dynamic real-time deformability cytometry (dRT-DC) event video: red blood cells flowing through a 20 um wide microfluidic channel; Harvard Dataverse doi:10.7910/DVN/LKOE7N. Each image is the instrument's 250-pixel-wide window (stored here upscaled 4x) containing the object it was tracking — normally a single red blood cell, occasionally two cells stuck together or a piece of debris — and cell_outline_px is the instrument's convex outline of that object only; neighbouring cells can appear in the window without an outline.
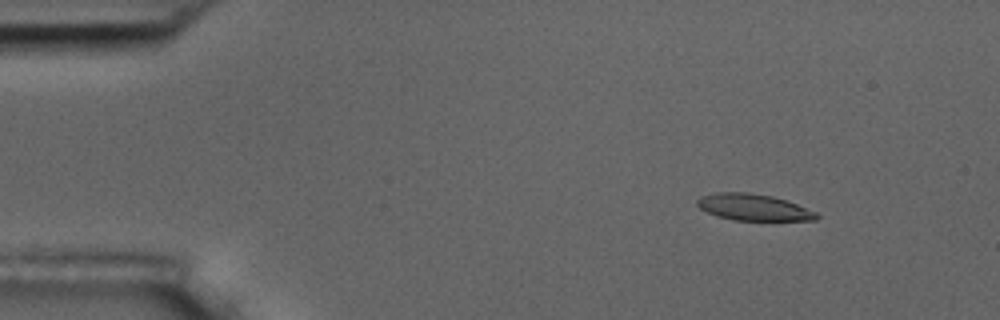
{"species": "common noctule bat (a hibernating species)", "species_latin": "Nyctalus noctula", "temperature_condition": "room temperature", "stored_images_in_passage": 9, "camera_frame_rate_fps": 3000, "um_per_image_px": 0.085, "animal": {"sex": "male", "body_mass_g": 17.5, "forearm_length_mm": 52.3}, "frame": {"image": 1, "passage_image": 1, "time_ms": 0.0, "image_size_px": [1000, 320], "cell_outline_px": [[820, 216], [816, 220], [732, 220], [716, 216], [700, 208], [696, 204], [696, 200], [700, 196], [716, 192], [748, 192], [772, 196], [796, 204], [816, 212]], "centroid_in_image_um": [64.0, 17.61], "position_along_channel_um": 21.0, "area_um2": 18.38}}
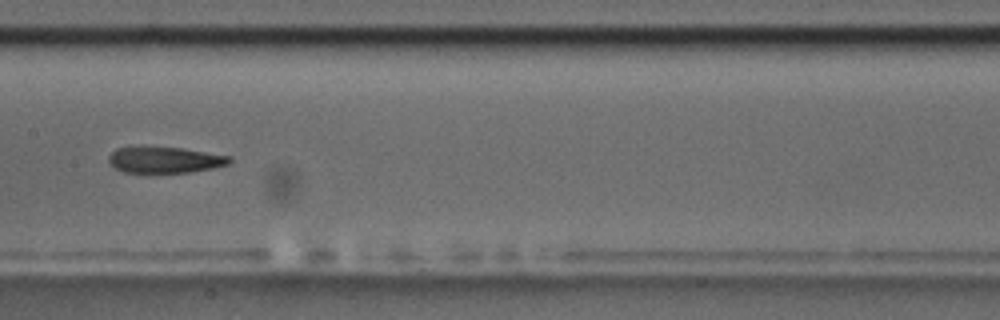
{"frame": {"image": 2, "passage_image": 7, "time_ms": 7.0, "image_size_px": [1000, 320], "cell_outline_px": [[232, 160], [228, 164], [212, 168], [188, 172], [124, 172], [116, 168], [108, 160], [108, 156], [116, 148], [180, 148], [232, 156]], "centroid_in_image_um": [14.05, 13.6], "position_along_channel_um": 193.4, "area_um2": 17.86}}
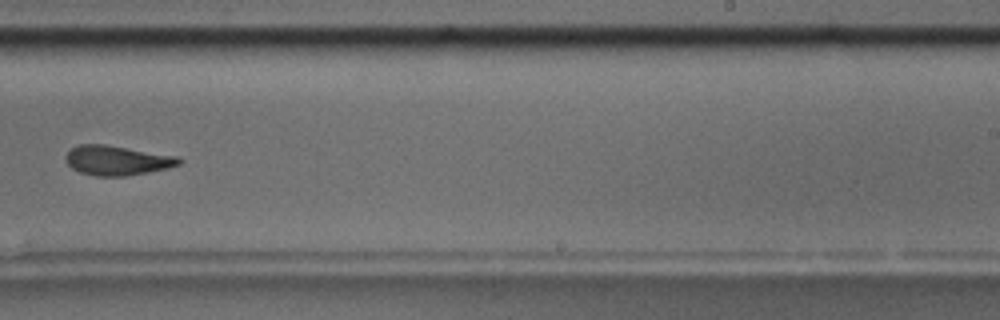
{"frame": {"image": 3, "passage_image": 9, "time_ms": 9.333, "image_size_px": [1000, 320], "cell_outline_px": [[184, 160], [180, 164], [168, 168], [148, 172], [124, 176], [96, 176], [80, 172], [72, 168], [64, 160], [64, 156], [76, 144], [104, 144], [180, 156]], "centroid_in_image_um": [9.97, 13.62], "position_along_channel_um": 279.0, "area_um2": 19.77}}